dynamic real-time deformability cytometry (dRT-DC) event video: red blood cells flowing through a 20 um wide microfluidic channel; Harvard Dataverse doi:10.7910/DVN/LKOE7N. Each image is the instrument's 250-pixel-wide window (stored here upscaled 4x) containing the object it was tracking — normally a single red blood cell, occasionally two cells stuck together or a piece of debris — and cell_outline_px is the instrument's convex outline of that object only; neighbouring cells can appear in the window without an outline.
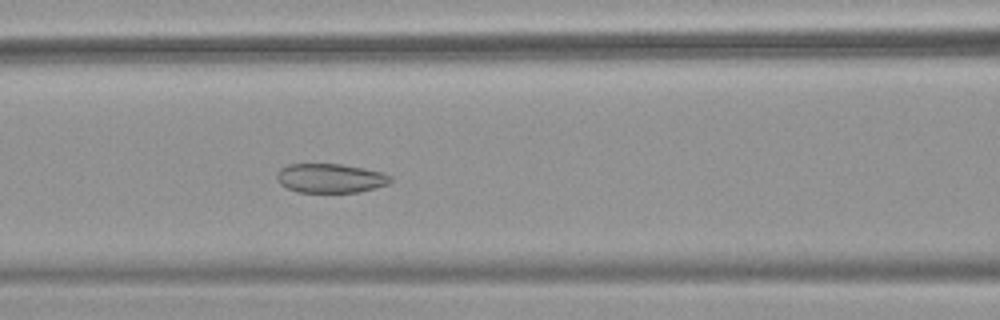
{"species": "common noctule bat (a hibernating species)", "species_latin": "Nyctalus noctula", "temperature_condition": "warm", "stored_images_in_passage": 53, "camera_frame_rate_fps": 3000, "um_per_image_px": 0.085, "animal": {"sex": "female", "body_mass_g": 18.4}, "frame": {"image": 1, "passage_image": 23, "time_ms": 7.333, "image_size_px": [1000, 320], "cell_outline_px": [[392, 180], [388, 184], [376, 188], [360, 192], [296, 192], [280, 184], [276, 176], [280, 168], [288, 164], [340, 164], [364, 168], [380, 172], [392, 176]], "centroid_in_image_um": [28.09, 15.15], "position_along_channel_um": 138.5, "area_um2": 19.36}}
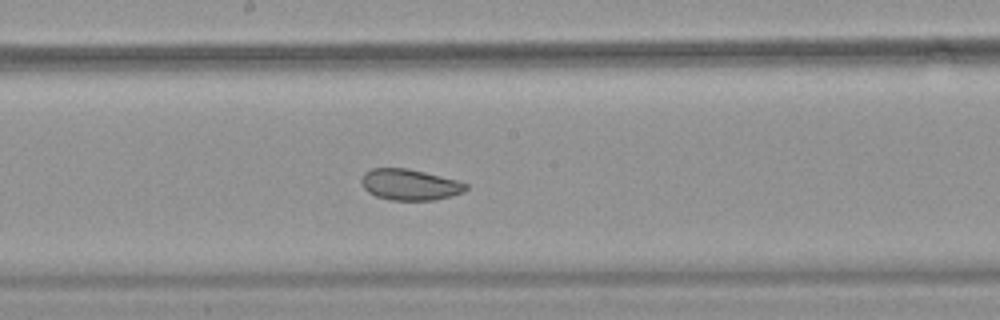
{"frame": {"image": 2, "passage_image": 29, "time_ms": 9.333, "image_size_px": [1000, 320], "cell_outline_px": [[468, 188], [464, 192], [452, 196], [436, 200], [392, 200], [376, 196], [368, 192], [364, 188], [360, 180], [364, 172], [372, 168], [408, 168], [456, 180], [468, 184]], "centroid_in_image_um": [34.83, 15.7], "position_along_channel_um": 213.4, "area_um2": 18.96}}
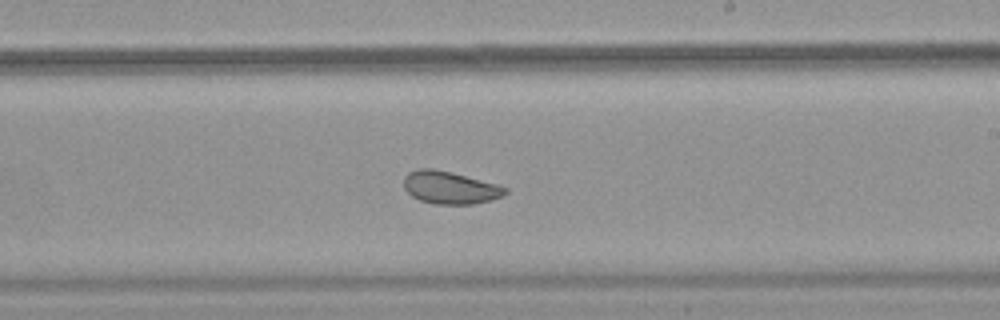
{"frame": {"image": 3, "passage_image": 32, "time_ms": 10.333, "image_size_px": [1000, 320], "cell_outline_px": [[508, 192], [504, 196], [492, 200], [472, 204], [436, 204], [420, 200], [412, 196], [404, 188], [404, 176], [408, 172], [416, 168], [432, 168], [452, 172], [496, 184], [508, 188]], "centroid_in_image_um": [38.25, 15.94], "position_along_channel_um": 250.8, "area_um2": 19.36}, "authors_computed_cell_mechanics": {"area_um2": 23.3512, "velocity_mm_per_s": 3.7601, "shape_relaxation_time_tau1_ms": null, "shape_relaxation_time_tau2_ms": 1.9577, "deformation_change_tau1": null, "deformation_change_tau2": 0.0711}}